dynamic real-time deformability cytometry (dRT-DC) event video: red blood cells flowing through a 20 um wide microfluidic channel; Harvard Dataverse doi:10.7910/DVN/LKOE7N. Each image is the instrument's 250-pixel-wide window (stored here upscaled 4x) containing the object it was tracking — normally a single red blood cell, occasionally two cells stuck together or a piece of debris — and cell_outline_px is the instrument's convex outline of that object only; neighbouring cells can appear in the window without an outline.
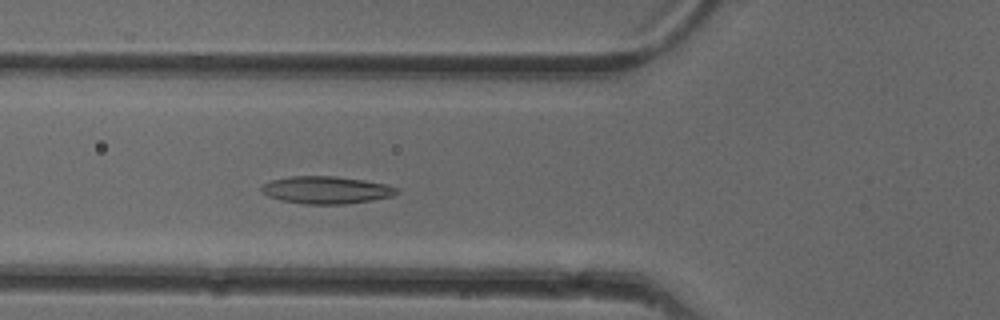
{"species": "common noctule bat (a hibernating species)", "species_latin": "Nyctalus noctula", "temperature_condition": "cold", "stored_images_in_passage": 51, "camera_frame_rate_fps": 3000, "um_per_image_px": 0.085, "animal": {"sex": "female"}, "frame": {"image": 1, "passage_image": 18, "time_ms": 5.667, "image_size_px": [1000, 320], "cell_outline_px": [[400, 192], [392, 196], [372, 200], [344, 204], [304, 204], [280, 200], [268, 196], [260, 192], [260, 184], [272, 180], [292, 176], [336, 176], [364, 180], [388, 184], [400, 188]], "centroid_in_image_um": [27.73, 16.14], "position_along_channel_um": 98.1, "area_um2": 21.91}}
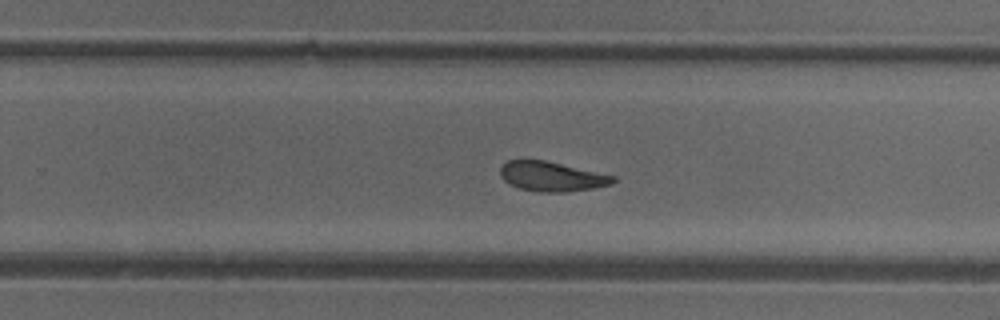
{"frame": {"image": 2, "passage_image": 32, "time_ms": 10.333, "image_size_px": [1000, 320], "cell_outline_px": [[616, 180], [612, 184], [592, 188], [564, 192], [540, 192], [520, 188], [508, 184], [500, 176], [500, 168], [508, 160], [524, 156], [544, 160], [616, 176]], "centroid_in_image_um": [46.83, 14.96], "position_along_channel_um": 283.0, "area_um2": 19.88}}
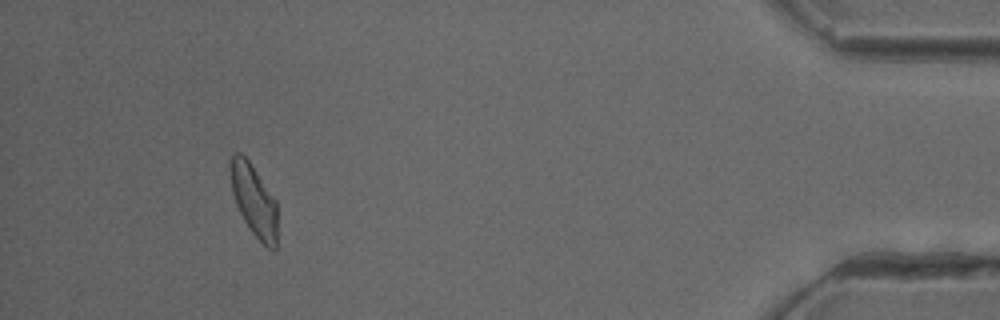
{"frame": {"image": 3, "passage_image": 47, "time_ms": 15.333, "image_size_px": [1000, 320], "cell_outline_px": [[276, 248], [268, 248], [252, 232], [244, 220], [236, 204], [232, 192], [228, 168], [228, 164], [232, 152], [240, 152], [248, 160], [276, 200]], "centroid_in_image_um": [21.53, 16.95], "position_along_channel_um": 413.7, "area_um2": 19.54}, "authors_computed_cell_mechanics": {"area_um2": 20.519, "velocity_mm_per_s": 3.9577, "shape_relaxation_time_tau1_ms": 4.8258, "shape_relaxation_time_tau2_ms": 3.1879, "deformation_change_tau1": 0.1227, "deformation_change_tau2": 0.1039}}